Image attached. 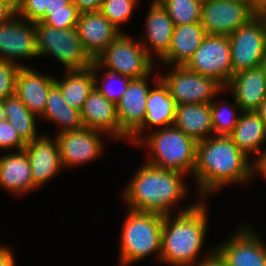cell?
Wrapping results in <instances>:
<instances>
[{
    "label": "cell",
    "mask_w": 266,
    "mask_h": 266,
    "mask_svg": "<svg viewBox=\"0 0 266 266\" xmlns=\"http://www.w3.org/2000/svg\"><path fill=\"white\" fill-rule=\"evenodd\" d=\"M247 161V155L229 136L217 135L197 142L193 174L198 180L200 192L206 194L229 183L249 180L255 166Z\"/></svg>",
    "instance_id": "cell-1"
},
{
    "label": "cell",
    "mask_w": 266,
    "mask_h": 266,
    "mask_svg": "<svg viewBox=\"0 0 266 266\" xmlns=\"http://www.w3.org/2000/svg\"><path fill=\"white\" fill-rule=\"evenodd\" d=\"M184 173L158 168L146 163L125 190V200L130 210L170 214V206L185 197L186 187L180 179Z\"/></svg>",
    "instance_id": "cell-2"
},
{
    "label": "cell",
    "mask_w": 266,
    "mask_h": 266,
    "mask_svg": "<svg viewBox=\"0 0 266 266\" xmlns=\"http://www.w3.org/2000/svg\"><path fill=\"white\" fill-rule=\"evenodd\" d=\"M206 211L202 202L181 211L173 221L170 214L163 216L161 261L194 266L206 233Z\"/></svg>",
    "instance_id": "cell-3"
},
{
    "label": "cell",
    "mask_w": 266,
    "mask_h": 266,
    "mask_svg": "<svg viewBox=\"0 0 266 266\" xmlns=\"http://www.w3.org/2000/svg\"><path fill=\"white\" fill-rule=\"evenodd\" d=\"M163 216L130 210L121 232L120 260L123 266L157 251L161 256Z\"/></svg>",
    "instance_id": "cell-4"
},
{
    "label": "cell",
    "mask_w": 266,
    "mask_h": 266,
    "mask_svg": "<svg viewBox=\"0 0 266 266\" xmlns=\"http://www.w3.org/2000/svg\"><path fill=\"white\" fill-rule=\"evenodd\" d=\"M146 144L155 157L146 163L158 168L193 173L197 142L174 125L163 127L159 132L149 135Z\"/></svg>",
    "instance_id": "cell-5"
},
{
    "label": "cell",
    "mask_w": 266,
    "mask_h": 266,
    "mask_svg": "<svg viewBox=\"0 0 266 266\" xmlns=\"http://www.w3.org/2000/svg\"><path fill=\"white\" fill-rule=\"evenodd\" d=\"M38 56L52 54L68 71L84 70L92 66L93 59L84 50L77 28L59 29L34 23Z\"/></svg>",
    "instance_id": "cell-6"
},
{
    "label": "cell",
    "mask_w": 266,
    "mask_h": 266,
    "mask_svg": "<svg viewBox=\"0 0 266 266\" xmlns=\"http://www.w3.org/2000/svg\"><path fill=\"white\" fill-rule=\"evenodd\" d=\"M135 43L128 36L120 33L106 49L96 57V66L101 65L112 72L131 79L149 76L152 70V58L149 48Z\"/></svg>",
    "instance_id": "cell-7"
},
{
    "label": "cell",
    "mask_w": 266,
    "mask_h": 266,
    "mask_svg": "<svg viewBox=\"0 0 266 266\" xmlns=\"http://www.w3.org/2000/svg\"><path fill=\"white\" fill-rule=\"evenodd\" d=\"M233 75L259 67L266 55V18L256 14L228 36Z\"/></svg>",
    "instance_id": "cell-8"
},
{
    "label": "cell",
    "mask_w": 266,
    "mask_h": 266,
    "mask_svg": "<svg viewBox=\"0 0 266 266\" xmlns=\"http://www.w3.org/2000/svg\"><path fill=\"white\" fill-rule=\"evenodd\" d=\"M185 67L215 79L226 88L233 76L229 37L207 34Z\"/></svg>",
    "instance_id": "cell-9"
},
{
    "label": "cell",
    "mask_w": 266,
    "mask_h": 266,
    "mask_svg": "<svg viewBox=\"0 0 266 266\" xmlns=\"http://www.w3.org/2000/svg\"><path fill=\"white\" fill-rule=\"evenodd\" d=\"M159 77L167 86L176 105L212 103V97L224 88L215 79L190 71L185 66ZM174 71V72H173Z\"/></svg>",
    "instance_id": "cell-10"
},
{
    "label": "cell",
    "mask_w": 266,
    "mask_h": 266,
    "mask_svg": "<svg viewBox=\"0 0 266 266\" xmlns=\"http://www.w3.org/2000/svg\"><path fill=\"white\" fill-rule=\"evenodd\" d=\"M255 15L243 2L209 0L202 4L200 23L207 34L229 36Z\"/></svg>",
    "instance_id": "cell-11"
},
{
    "label": "cell",
    "mask_w": 266,
    "mask_h": 266,
    "mask_svg": "<svg viewBox=\"0 0 266 266\" xmlns=\"http://www.w3.org/2000/svg\"><path fill=\"white\" fill-rule=\"evenodd\" d=\"M25 22L13 17L0 24V60L16 63L18 57L38 56L34 22L27 23L31 27Z\"/></svg>",
    "instance_id": "cell-12"
},
{
    "label": "cell",
    "mask_w": 266,
    "mask_h": 266,
    "mask_svg": "<svg viewBox=\"0 0 266 266\" xmlns=\"http://www.w3.org/2000/svg\"><path fill=\"white\" fill-rule=\"evenodd\" d=\"M97 130L83 127L74 131L58 133L56 136L60 148L62 166H75L89 162L100 154L102 141Z\"/></svg>",
    "instance_id": "cell-13"
},
{
    "label": "cell",
    "mask_w": 266,
    "mask_h": 266,
    "mask_svg": "<svg viewBox=\"0 0 266 266\" xmlns=\"http://www.w3.org/2000/svg\"><path fill=\"white\" fill-rule=\"evenodd\" d=\"M251 229H242L215 250L228 266H266V248Z\"/></svg>",
    "instance_id": "cell-14"
},
{
    "label": "cell",
    "mask_w": 266,
    "mask_h": 266,
    "mask_svg": "<svg viewBox=\"0 0 266 266\" xmlns=\"http://www.w3.org/2000/svg\"><path fill=\"white\" fill-rule=\"evenodd\" d=\"M145 76L131 79L126 92L116 104L121 131L130 138L143 124L149 89Z\"/></svg>",
    "instance_id": "cell-15"
},
{
    "label": "cell",
    "mask_w": 266,
    "mask_h": 266,
    "mask_svg": "<svg viewBox=\"0 0 266 266\" xmlns=\"http://www.w3.org/2000/svg\"><path fill=\"white\" fill-rule=\"evenodd\" d=\"M76 28L84 50L93 60L121 33L100 11L81 13Z\"/></svg>",
    "instance_id": "cell-16"
},
{
    "label": "cell",
    "mask_w": 266,
    "mask_h": 266,
    "mask_svg": "<svg viewBox=\"0 0 266 266\" xmlns=\"http://www.w3.org/2000/svg\"><path fill=\"white\" fill-rule=\"evenodd\" d=\"M23 150L30 161L33 188L41 186L62 168L57 138L51 140L40 136L27 142Z\"/></svg>",
    "instance_id": "cell-17"
},
{
    "label": "cell",
    "mask_w": 266,
    "mask_h": 266,
    "mask_svg": "<svg viewBox=\"0 0 266 266\" xmlns=\"http://www.w3.org/2000/svg\"><path fill=\"white\" fill-rule=\"evenodd\" d=\"M84 127L111 133L114 138L127 137L120 128L116 104L104 97L95 87L80 111Z\"/></svg>",
    "instance_id": "cell-18"
},
{
    "label": "cell",
    "mask_w": 266,
    "mask_h": 266,
    "mask_svg": "<svg viewBox=\"0 0 266 266\" xmlns=\"http://www.w3.org/2000/svg\"><path fill=\"white\" fill-rule=\"evenodd\" d=\"M226 86L241 112L257 111L266 97V77L260 66L234 74Z\"/></svg>",
    "instance_id": "cell-19"
},
{
    "label": "cell",
    "mask_w": 266,
    "mask_h": 266,
    "mask_svg": "<svg viewBox=\"0 0 266 266\" xmlns=\"http://www.w3.org/2000/svg\"><path fill=\"white\" fill-rule=\"evenodd\" d=\"M54 79L21 66L16 78L15 94L33 114L42 116L48 92L55 84Z\"/></svg>",
    "instance_id": "cell-20"
},
{
    "label": "cell",
    "mask_w": 266,
    "mask_h": 266,
    "mask_svg": "<svg viewBox=\"0 0 266 266\" xmlns=\"http://www.w3.org/2000/svg\"><path fill=\"white\" fill-rule=\"evenodd\" d=\"M157 83L156 88L148 93L143 124L129 139L130 141L133 140L132 142L134 143L140 144L142 142L139 134L145 129L146 125H165V127H168L174 124L176 103L169 94L167 86L160 78Z\"/></svg>",
    "instance_id": "cell-21"
},
{
    "label": "cell",
    "mask_w": 266,
    "mask_h": 266,
    "mask_svg": "<svg viewBox=\"0 0 266 266\" xmlns=\"http://www.w3.org/2000/svg\"><path fill=\"white\" fill-rule=\"evenodd\" d=\"M207 35L200 22L174 27L170 49L161 58L167 64L185 66Z\"/></svg>",
    "instance_id": "cell-22"
},
{
    "label": "cell",
    "mask_w": 266,
    "mask_h": 266,
    "mask_svg": "<svg viewBox=\"0 0 266 266\" xmlns=\"http://www.w3.org/2000/svg\"><path fill=\"white\" fill-rule=\"evenodd\" d=\"M173 125L196 142L207 139L206 133L213 131L211 103L176 105Z\"/></svg>",
    "instance_id": "cell-23"
},
{
    "label": "cell",
    "mask_w": 266,
    "mask_h": 266,
    "mask_svg": "<svg viewBox=\"0 0 266 266\" xmlns=\"http://www.w3.org/2000/svg\"><path fill=\"white\" fill-rule=\"evenodd\" d=\"M0 185L17 194L33 189L31 165L24 150L0 157Z\"/></svg>",
    "instance_id": "cell-24"
},
{
    "label": "cell",
    "mask_w": 266,
    "mask_h": 266,
    "mask_svg": "<svg viewBox=\"0 0 266 266\" xmlns=\"http://www.w3.org/2000/svg\"><path fill=\"white\" fill-rule=\"evenodd\" d=\"M98 67L94 60L92 66L84 70L68 71L66 78L61 82L54 79L66 103L77 110L82 109L90 92L95 87V71Z\"/></svg>",
    "instance_id": "cell-25"
},
{
    "label": "cell",
    "mask_w": 266,
    "mask_h": 266,
    "mask_svg": "<svg viewBox=\"0 0 266 266\" xmlns=\"http://www.w3.org/2000/svg\"><path fill=\"white\" fill-rule=\"evenodd\" d=\"M148 12L146 17L148 42L161 59L170 49L175 25L159 0L153 1Z\"/></svg>",
    "instance_id": "cell-26"
},
{
    "label": "cell",
    "mask_w": 266,
    "mask_h": 266,
    "mask_svg": "<svg viewBox=\"0 0 266 266\" xmlns=\"http://www.w3.org/2000/svg\"><path fill=\"white\" fill-rule=\"evenodd\" d=\"M242 113L229 137L246 155L259 152V146L266 140V127L256 111Z\"/></svg>",
    "instance_id": "cell-27"
},
{
    "label": "cell",
    "mask_w": 266,
    "mask_h": 266,
    "mask_svg": "<svg viewBox=\"0 0 266 266\" xmlns=\"http://www.w3.org/2000/svg\"><path fill=\"white\" fill-rule=\"evenodd\" d=\"M42 117L62 124L63 128L58 133L74 131L84 127L80 110L72 108L62 97L60 89L54 84L46 99V107Z\"/></svg>",
    "instance_id": "cell-28"
},
{
    "label": "cell",
    "mask_w": 266,
    "mask_h": 266,
    "mask_svg": "<svg viewBox=\"0 0 266 266\" xmlns=\"http://www.w3.org/2000/svg\"><path fill=\"white\" fill-rule=\"evenodd\" d=\"M6 120L10 121L20 137L27 143L38 138L35 128V114L18 98L16 94L3 100Z\"/></svg>",
    "instance_id": "cell-29"
},
{
    "label": "cell",
    "mask_w": 266,
    "mask_h": 266,
    "mask_svg": "<svg viewBox=\"0 0 266 266\" xmlns=\"http://www.w3.org/2000/svg\"><path fill=\"white\" fill-rule=\"evenodd\" d=\"M175 26L200 22L202 4L196 0H159Z\"/></svg>",
    "instance_id": "cell-30"
},
{
    "label": "cell",
    "mask_w": 266,
    "mask_h": 266,
    "mask_svg": "<svg viewBox=\"0 0 266 266\" xmlns=\"http://www.w3.org/2000/svg\"><path fill=\"white\" fill-rule=\"evenodd\" d=\"M137 0H103L100 12L119 29L120 23L130 18Z\"/></svg>",
    "instance_id": "cell-31"
},
{
    "label": "cell",
    "mask_w": 266,
    "mask_h": 266,
    "mask_svg": "<svg viewBox=\"0 0 266 266\" xmlns=\"http://www.w3.org/2000/svg\"><path fill=\"white\" fill-rule=\"evenodd\" d=\"M227 109L223 110L217 103H211L212 128L214 133L218 135L229 136L234 131L239 120V116H234L235 109L233 110L232 107H228Z\"/></svg>",
    "instance_id": "cell-32"
},
{
    "label": "cell",
    "mask_w": 266,
    "mask_h": 266,
    "mask_svg": "<svg viewBox=\"0 0 266 266\" xmlns=\"http://www.w3.org/2000/svg\"><path fill=\"white\" fill-rule=\"evenodd\" d=\"M49 0H16V14L28 22L43 21Z\"/></svg>",
    "instance_id": "cell-33"
},
{
    "label": "cell",
    "mask_w": 266,
    "mask_h": 266,
    "mask_svg": "<svg viewBox=\"0 0 266 266\" xmlns=\"http://www.w3.org/2000/svg\"><path fill=\"white\" fill-rule=\"evenodd\" d=\"M79 15L77 7L71 2L67 10L52 11L42 23L59 29L74 28L77 26Z\"/></svg>",
    "instance_id": "cell-34"
},
{
    "label": "cell",
    "mask_w": 266,
    "mask_h": 266,
    "mask_svg": "<svg viewBox=\"0 0 266 266\" xmlns=\"http://www.w3.org/2000/svg\"><path fill=\"white\" fill-rule=\"evenodd\" d=\"M21 65L0 60V100L15 94L16 78Z\"/></svg>",
    "instance_id": "cell-35"
},
{
    "label": "cell",
    "mask_w": 266,
    "mask_h": 266,
    "mask_svg": "<svg viewBox=\"0 0 266 266\" xmlns=\"http://www.w3.org/2000/svg\"><path fill=\"white\" fill-rule=\"evenodd\" d=\"M115 76H119V77H116V79L118 78V81L120 80V82L122 83V87H121V89H119V90H115V88L113 87L114 85H110L109 84V86H106L104 83H106V81H105V79H107V81H108V79H110V81H112L113 82V80H114V78H115ZM122 76V77H121ZM121 78V79H120ZM123 78V79H122ZM94 79H95V88L104 96V97H106L109 101H111V102H113V103H115V104H117L119 101H120V99H121V97H122V95L126 92V90H127V88H128V86H129V83H130V81H131V78H129V77H127V76H124V75H121V74H119V73H115V72H112V71H109V70H107V72H106V75H105V77H103V84L101 85V87H99L96 83H97V81H96V77H94ZM117 84V83H116ZM117 88V87H116ZM115 90V91H114Z\"/></svg>",
    "instance_id": "cell-36"
},
{
    "label": "cell",
    "mask_w": 266,
    "mask_h": 266,
    "mask_svg": "<svg viewBox=\"0 0 266 266\" xmlns=\"http://www.w3.org/2000/svg\"><path fill=\"white\" fill-rule=\"evenodd\" d=\"M26 142L20 137L10 121H0V148L17 147L18 151L25 148Z\"/></svg>",
    "instance_id": "cell-37"
},
{
    "label": "cell",
    "mask_w": 266,
    "mask_h": 266,
    "mask_svg": "<svg viewBox=\"0 0 266 266\" xmlns=\"http://www.w3.org/2000/svg\"><path fill=\"white\" fill-rule=\"evenodd\" d=\"M16 0H0V24L16 17Z\"/></svg>",
    "instance_id": "cell-38"
},
{
    "label": "cell",
    "mask_w": 266,
    "mask_h": 266,
    "mask_svg": "<svg viewBox=\"0 0 266 266\" xmlns=\"http://www.w3.org/2000/svg\"><path fill=\"white\" fill-rule=\"evenodd\" d=\"M79 13H89L100 11L103 0H72Z\"/></svg>",
    "instance_id": "cell-39"
},
{
    "label": "cell",
    "mask_w": 266,
    "mask_h": 266,
    "mask_svg": "<svg viewBox=\"0 0 266 266\" xmlns=\"http://www.w3.org/2000/svg\"><path fill=\"white\" fill-rule=\"evenodd\" d=\"M196 266H228V264L216 250H213V253H209L207 259H204L203 262L198 263Z\"/></svg>",
    "instance_id": "cell-40"
},
{
    "label": "cell",
    "mask_w": 266,
    "mask_h": 266,
    "mask_svg": "<svg viewBox=\"0 0 266 266\" xmlns=\"http://www.w3.org/2000/svg\"><path fill=\"white\" fill-rule=\"evenodd\" d=\"M72 0H49V10H46V17L52 14V11L67 10V6Z\"/></svg>",
    "instance_id": "cell-41"
},
{
    "label": "cell",
    "mask_w": 266,
    "mask_h": 266,
    "mask_svg": "<svg viewBox=\"0 0 266 266\" xmlns=\"http://www.w3.org/2000/svg\"><path fill=\"white\" fill-rule=\"evenodd\" d=\"M251 9L255 14L263 15L266 12V0H251Z\"/></svg>",
    "instance_id": "cell-42"
},
{
    "label": "cell",
    "mask_w": 266,
    "mask_h": 266,
    "mask_svg": "<svg viewBox=\"0 0 266 266\" xmlns=\"http://www.w3.org/2000/svg\"><path fill=\"white\" fill-rule=\"evenodd\" d=\"M13 252L8 248L0 255V266H14Z\"/></svg>",
    "instance_id": "cell-43"
},
{
    "label": "cell",
    "mask_w": 266,
    "mask_h": 266,
    "mask_svg": "<svg viewBox=\"0 0 266 266\" xmlns=\"http://www.w3.org/2000/svg\"><path fill=\"white\" fill-rule=\"evenodd\" d=\"M255 170L261 172L266 178V151L261 154V156L256 159Z\"/></svg>",
    "instance_id": "cell-44"
},
{
    "label": "cell",
    "mask_w": 266,
    "mask_h": 266,
    "mask_svg": "<svg viewBox=\"0 0 266 266\" xmlns=\"http://www.w3.org/2000/svg\"><path fill=\"white\" fill-rule=\"evenodd\" d=\"M256 112L260 115V117H261V119H262V121L266 127V97L261 102V104H260V106Z\"/></svg>",
    "instance_id": "cell-45"
},
{
    "label": "cell",
    "mask_w": 266,
    "mask_h": 266,
    "mask_svg": "<svg viewBox=\"0 0 266 266\" xmlns=\"http://www.w3.org/2000/svg\"><path fill=\"white\" fill-rule=\"evenodd\" d=\"M6 120L5 110L3 106V101L0 100V121Z\"/></svg>",
    "instance_id": "cell-46"
},
{
    "label": "cell",
    "mask_w": 266,
    "mask_h": 266,
    "mask_svg": "<svg viewBox=\"0 0 266 266\" xmlns=\"http://www.w3.org/2000/svg\"><path fill=\"white\" fill-rule=\"evenodd\" d=\"M260 67L262 68V70H263V72L265 74V77H266V55H265L263 61L261 62Z\"/></svg>",
    "instance_id": "cell-47"
},
{
    "label": "cell",
    "mask_w": 266,
    "mask_h": 266,
    "mask_svg": "<svg viewBox=\"0 0 266 266\" xmlns=\"http://www.w3.org/2000/svg\"><path fill=\"white\" fill-rule=\"evenodd\" d=\"M230 1L243 2L251 8V0H230Z\"/></svg>",
    "instance_id": "cell-48"
},
{
    "label": "cell",
    "mask_w": 266,
    "mask_h": 266,
    "mask_svg": "<svg viewBox=\"0 0 266 266\" xmlns=\"http://www.w3.org/2000/svg\"><path fill=\"white\" fill-rule=\"evenodd\" d=\"M7 249H8V247H2V246H0V255L2 253H4Z\"/></svg>",
    "instance_id": "cell-49"
},
{
    "label": "cell",
    "mask_w": 266,
    "mask_h": 266,
    "mask_svg": "<svg viewBox=\"0 0 266 266\" xmlns=\"http://www.w3.org/2000/svg\"><path fill=\"white\" fill-rule=\"evenodd\" d=\"M196 1H198V2L201 3V4H203V3L208 2L209 0H196Z\"/></svg>",
    "instance_id": "cell-50"
}]
</instances>
